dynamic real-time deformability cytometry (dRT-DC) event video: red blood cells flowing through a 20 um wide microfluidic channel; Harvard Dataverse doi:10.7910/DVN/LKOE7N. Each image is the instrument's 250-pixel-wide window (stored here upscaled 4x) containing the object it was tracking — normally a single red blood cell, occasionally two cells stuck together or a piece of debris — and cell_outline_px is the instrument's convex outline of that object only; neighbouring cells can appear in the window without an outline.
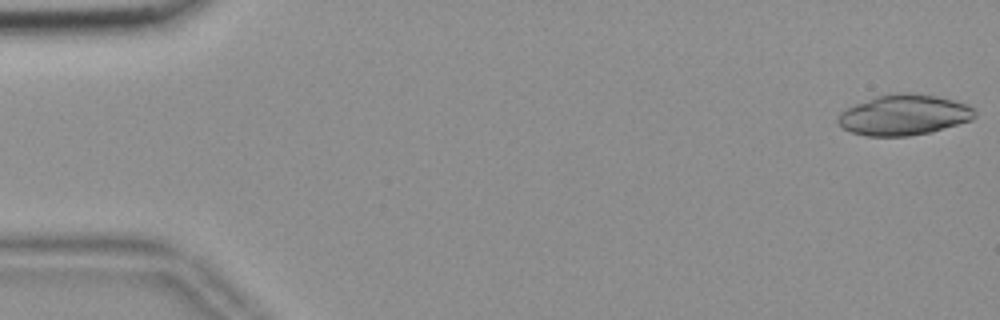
{"species": "common noctule bat (a hibernating species)", "species_latin": "Nyctalus noctula", "temperature_condition": "room temperature", "stored_images_in_passage": 54, "camera_frame_rate_fps": 3000, "um_per_image_px": 0.085, "animal": {"sex": "female", "body_mass_g": 18.4}, "frame": {"image": 1, "passage_image": 1, "time_ms": 0.0, "image_size_px": [1000, 320], "cell_outline_px": [[976, 116], [972, 120], [932, 132], [908, 136], [864, 136], [852, 132], [836, 124], [836, 116], [840, 112], [856, 104], [876, 96], [892, 92], [912, 92], [936, 96], [956, 100], [968, 104], [976, 112]], "centroid_in_image_um": [76.84, 9.76], "position_along_channel_um": 8.2, "area_um2": 32.77}}